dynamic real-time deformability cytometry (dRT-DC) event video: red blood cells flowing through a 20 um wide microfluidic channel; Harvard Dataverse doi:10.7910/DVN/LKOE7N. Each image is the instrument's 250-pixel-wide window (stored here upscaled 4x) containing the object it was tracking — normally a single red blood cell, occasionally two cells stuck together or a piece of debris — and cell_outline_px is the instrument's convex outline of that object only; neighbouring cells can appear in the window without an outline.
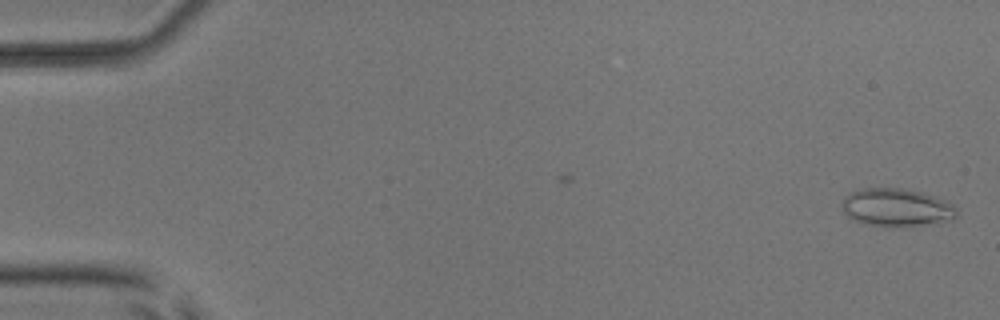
{"species": "common noctule bat (a hibernating species)", "species_latin": "Nyctalus noctula", "temperature_condition": "room temperature", "stored_images_in_passage": 2, "camera_frame_rate_fps": 3000, "um_per_image_px": 0.085, "animal": {"sex": "male", "body_mass_g": 17.9, "forearm_length_mm": 54.2}, "frame": {"image": 1, "passage_image": 2, "time_ms": 1.0, "image_size_px": [1000, 320], "cell_outline_px": [[956, 216], [952, 220], [920, 224], [884, 228], [868, 224], [856, 220], [848, 216], [840, 208], [844, 196], [848, 192], [864, 188], [900, 188], [920, 192], [936, 196], [952, 204], [956, 208]], "centroid_in_image_um": [76.15, 17.63], "position_along_channel_um": 8.8, "area_um2": 25.37}}